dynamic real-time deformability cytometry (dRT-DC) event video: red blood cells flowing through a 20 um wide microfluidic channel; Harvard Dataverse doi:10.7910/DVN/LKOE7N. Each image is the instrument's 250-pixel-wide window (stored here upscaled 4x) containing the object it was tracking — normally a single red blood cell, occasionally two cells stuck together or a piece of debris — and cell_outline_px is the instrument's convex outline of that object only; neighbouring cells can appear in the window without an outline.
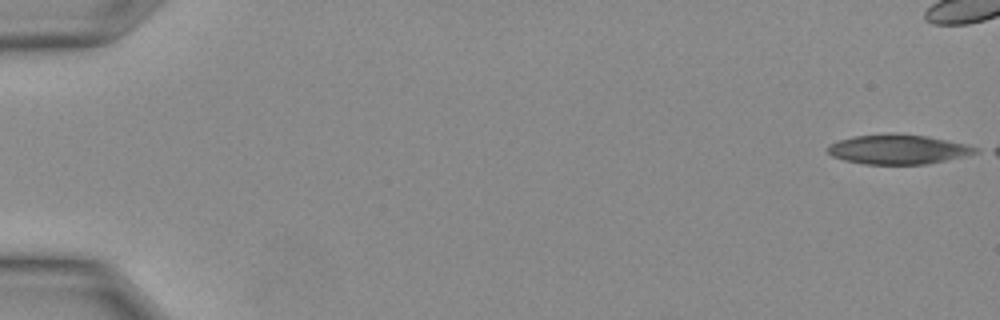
{"species": "Egyptian fruit bat (a non-hibernating species)", "species_latin": "Rousettus aegyptiacus", "temperature_condition": "warm", "stored_images_in_passage": 25, "camera_frame_rate_fps": 3000, "um_per_image_px": 0.085, "animal": {"sex": "female"}, "frame": {"image": 1, "passage_image": 1, "time_ms": 0.0, "image_size_px": [1000, 320], "cell_outline_px": [[980, 152], [968, 156], [928, 164], [864, 164], [844, 160], [832, 156], [828, 152], [828, 144], [852, 136], [888, 132], [892, 132], [928, 136], [968, 144], [980, 148]], "centroid_in_image_um": [76.39, 12.68], "position_along_channel_um": 8.6, "area_um2": 26.07}}